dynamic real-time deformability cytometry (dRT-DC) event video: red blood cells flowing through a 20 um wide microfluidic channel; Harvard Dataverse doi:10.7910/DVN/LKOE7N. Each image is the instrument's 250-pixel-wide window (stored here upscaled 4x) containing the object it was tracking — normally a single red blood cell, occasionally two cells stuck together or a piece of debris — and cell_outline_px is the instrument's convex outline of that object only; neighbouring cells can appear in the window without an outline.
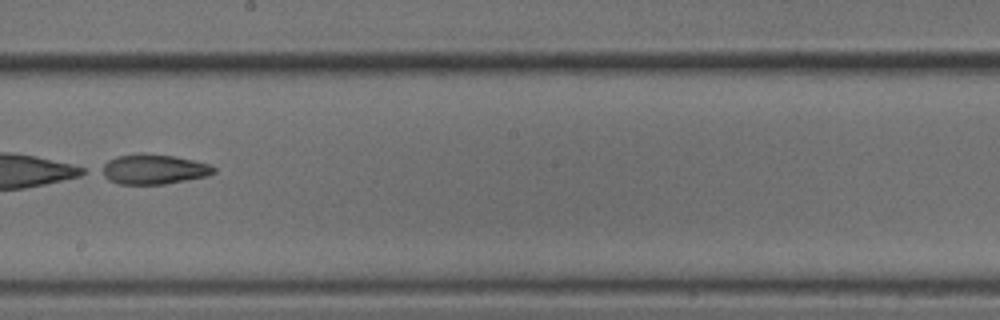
{"species": "common noctule bat (a hibernating species)", "species_latin": "Nyctalus noctula", "temperature_condition": "cold", "stored_images_in_passage": 53, "camera_frame_rate_fps": 3000, "um_per_image_px": 0.085, "animal": {"sex": "male", "body_mass_g": 18.8}, "frame": {"image": 1, "passage_image": 31, "time_ms": 10.0, "image_size_px": [1000, 320], "cell_outline_px": [[216, 172], [208, 176], [164, 184], [120, 184], [108, 180], [96, 172], [96, 168], [108, 160], [116, 156], [144, 152], [172, 156], [192, 160], [208, 164], [216, 168]], "centroid_in_image_um": [12.95, 14.38], "position_along_channel_um": 235.2, "area_um2": 20.0}}